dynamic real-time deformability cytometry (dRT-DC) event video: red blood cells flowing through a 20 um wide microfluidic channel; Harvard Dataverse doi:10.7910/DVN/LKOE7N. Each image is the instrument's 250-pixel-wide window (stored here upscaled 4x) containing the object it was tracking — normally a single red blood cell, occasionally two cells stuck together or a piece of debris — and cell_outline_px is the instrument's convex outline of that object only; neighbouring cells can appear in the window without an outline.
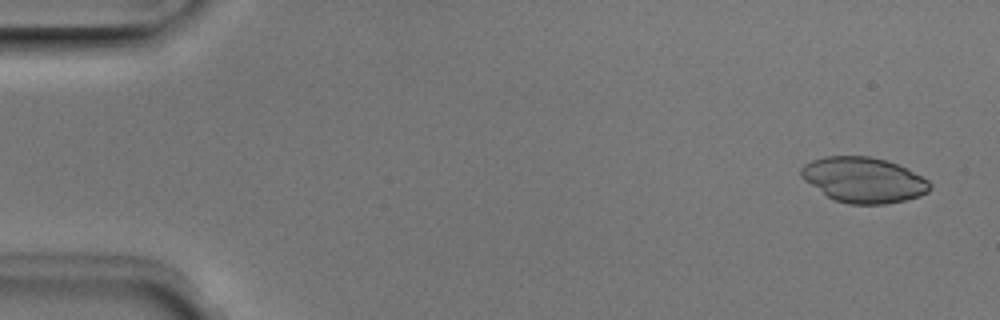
{"species": "Egyptian fruit bat (a non-hibernating species)", "species_latin": "Rousettus aegyptiacus", "temperature_condition": "room temperature", "stored_images_in_passage": 4, "camera_frame_rate_fps": 3000, "um_per_image_px": 0.085, "animal": {"sex": "male"}, "frame": {"image": 1, "passage_image": 1, "time_ms": 0.0, "image_size_px": [1000, 320], "cell_outline_px": [[932, 188], [928, 192], [920, 196], [904, 200], [884, 204], [848, 204], [832, 200], [804, 180], [800, 176], [800, 168], [804, 164], [812, 160], [824, 156], [868, 156], [884, 160], [896, 164], [928, 180], [932, 184]], "centroid_in_image_um": [73.37, 15.3], "position_along_channel_um": 11.6, "area_um2": 33.99}}
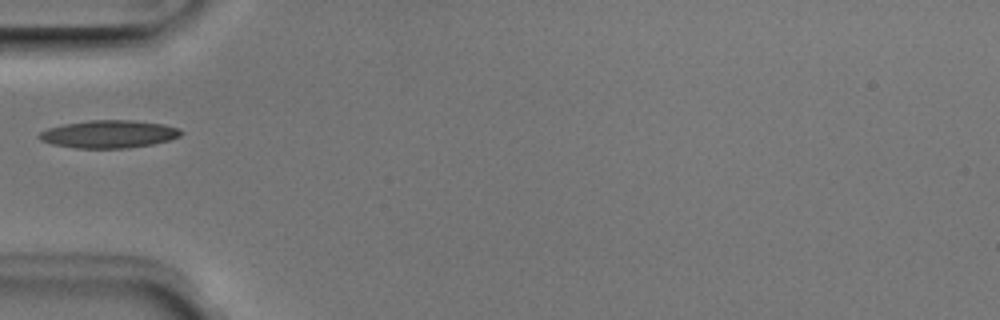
{"frame": {"image": 2, "passage_image": 3, "time_ms": 0.667, "image_size_px": [1000, 320], "cell_outline_px": [[184, 132], [180, 136], [168, 140], [152, 144], [124, 148], [76, 148], [52, 144], [40, 140], [36, 136], [40, 132], [48, 128], [64, 124], [88, 120], [132, 120], [164, 124], [180, 128]], "centroid_in_image_um": [9.25, 11.39], "position_along_channel_um": 75.8, "area_um2": 22.95}}